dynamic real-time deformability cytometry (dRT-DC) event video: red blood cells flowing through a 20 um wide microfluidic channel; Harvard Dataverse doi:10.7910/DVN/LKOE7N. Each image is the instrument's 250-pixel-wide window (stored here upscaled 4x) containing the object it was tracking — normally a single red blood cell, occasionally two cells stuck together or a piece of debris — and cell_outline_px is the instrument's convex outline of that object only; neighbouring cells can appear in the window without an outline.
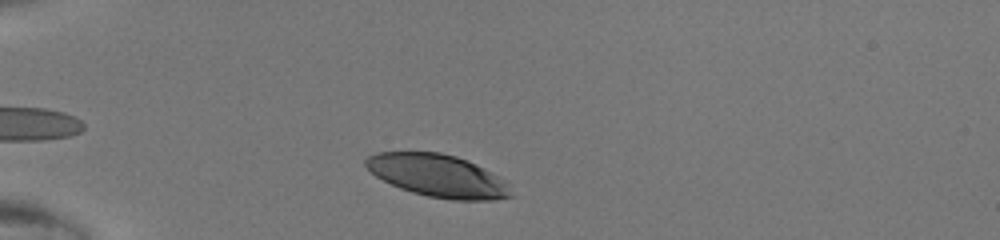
{"species": "human", "species_latin": "Homo sapiens", "temperature_condition": "room temperature", "stored_images_in_passage": 32, "camera_frame_rate_fps": 3000, "um_per_image_px": 0.085, "donor": {"sex": "male"}, "frame": {"image": 1, "passage_image": 3, "time_ms": 0.667, "image_size_px": [1000, 240], "cell_outline_px": [[512, 196], [496, 200], [452, 200], [428, 196], [412, 192], [400, 188], [376, 176], [364, 164], [364, 160], [368, 156], [376, 152], [440, 152], [456, 156], [476, 164], [496, 176], [504, 184]], "centroid_in_image_um": [37.15, 14.93], "position_along_channel_um": 47.9, "area_um2": 35.37}}
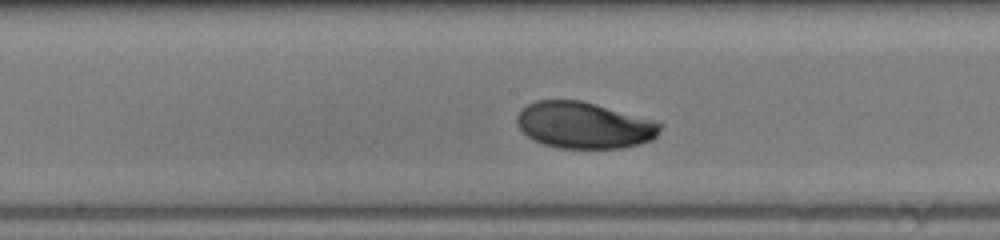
{"frame": {"image": 2, "passage_image": 16, "time_ms": 5.0, "image_size_px": [1000, 240], "cell_outline_px": [[664, 124], [656, 136], [652, 140], [640, 144], [620, 148], [560, 148], [544, 144], [532, 140], [516, 124], [516, 116], [528, 104], [536, 100], [580, 100], [652, 120]], "centroid_in_image_um": [49.63, 10.65], "position_along_channel_um": 198.6, "area_um2": 38.49}}
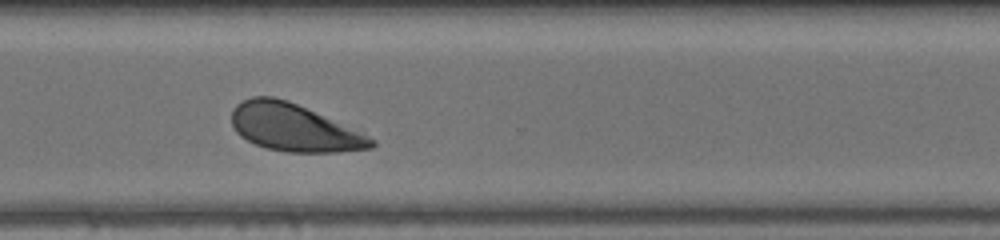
{"frame": {"image": 3, "passage_image": 26, "time_ms": 8.333, "image_size_px": [1000, 240], "cell_outline_px": [[376, 144], [372, 148], [336, 152], [288, 152], [268, 148], [256, 144], [240, 136], [236, 132], [232, 124], [232, 108], [236, 104], [252, 96], [272, 96], [288, 100], [368, 136], [376, 140]], "centroid_in_image_um": [24.94, 10.85], "position_along_channel_um": 345.7, "area_um2": 38.03}}